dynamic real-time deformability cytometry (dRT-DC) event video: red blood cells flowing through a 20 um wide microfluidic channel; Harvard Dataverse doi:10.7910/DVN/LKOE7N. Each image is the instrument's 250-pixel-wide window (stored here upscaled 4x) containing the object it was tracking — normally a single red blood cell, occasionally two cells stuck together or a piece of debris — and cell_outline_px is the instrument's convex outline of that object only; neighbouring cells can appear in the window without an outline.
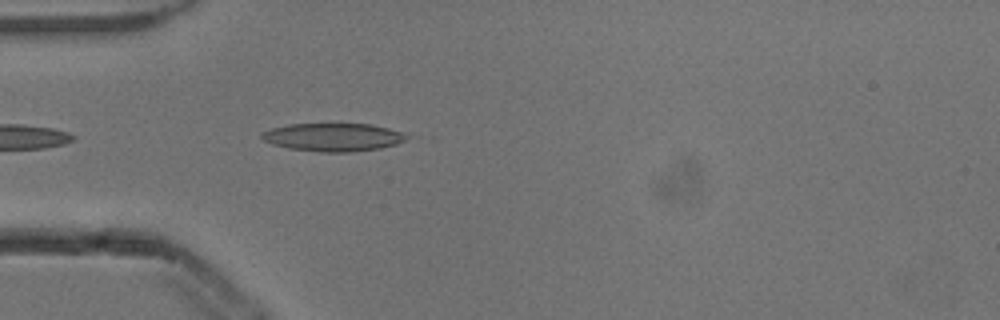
{"species": "common noctule bat (a hibernating species)", "species_latin": "Nyctalus noctula", "temperature_condition": "cold", "stored_images_in_passage": 5, "camera_frame_rate_fps": 3000, "um_per_image_px": 0.085, "animal": {"sex": "male", "body_mass_g": 13.3}, "frame": {"image": 1, "passage_image": 3, "time_ms": 0.667, "image_size_px": [1000, 320], "cell_outline_px": [[408, 136], [404, 140], [396, 144], [380, 148], [352, 152], [320, 152], [288, 148], [272, 144], [260, 140], [260, 132], [272, 128], [288, 124], [372, 124], [388, 128], [400, 132]], "centroid_in_image_um": [28.24, 11.66], "position_along_channel_um": 56.8, "area_um2": 23.76}}